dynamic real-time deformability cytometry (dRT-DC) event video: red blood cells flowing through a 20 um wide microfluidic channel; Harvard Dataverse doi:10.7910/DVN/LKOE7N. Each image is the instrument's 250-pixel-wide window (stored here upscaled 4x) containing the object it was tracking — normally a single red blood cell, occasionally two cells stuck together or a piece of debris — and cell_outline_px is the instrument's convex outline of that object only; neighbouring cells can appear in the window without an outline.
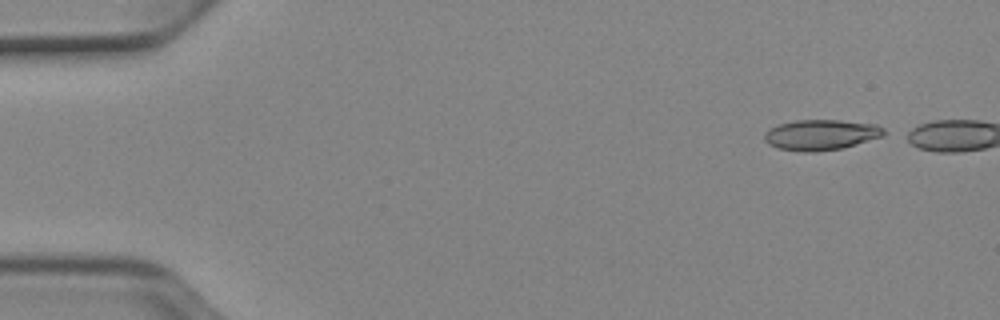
{"species": "Egyptian fruit bat (a non-hibernating species)", "species_latin": "Rousettus aegyptiacus", "temperature_condition": "cold", "stored_images_in_passage": 4, "camera_frame_rate_fps": 3000, "um_per_image_px": 0.085, "animal": {"sex": "female"}, "frame": {"image": 1, "passage_image": 1, "time_ms": 0.0, "image_size_px": [1000, 320], "cell_outline_px": [[892, 132], [884, 136], [856, 144], [840, 148], [816, 152], [804, 152], [776, 148], [768, 144], [764, 140], [764, 132], [768, 128], [780, 124], [796, 120], [840, 120], [876, 124]], "centroid_in_image_um": [69.81, 11.45], "position_along_channel_um": 15.2, "area_um2": 21.56}}